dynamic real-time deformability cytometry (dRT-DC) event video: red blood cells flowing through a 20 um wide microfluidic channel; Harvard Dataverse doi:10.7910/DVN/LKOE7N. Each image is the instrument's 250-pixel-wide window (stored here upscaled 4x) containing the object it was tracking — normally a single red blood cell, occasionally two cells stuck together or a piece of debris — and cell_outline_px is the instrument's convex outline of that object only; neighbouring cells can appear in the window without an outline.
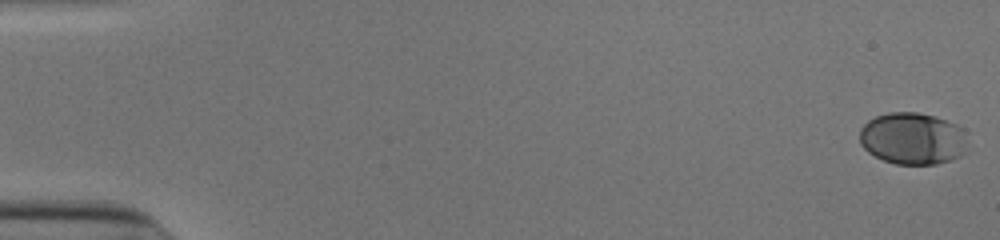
{"species": "human", "species_latin": "Homo sapiens", "temperature_condition": "cold", "stored_images_in_passage": 53, "camera_frame_rate_fps": 3000, "um_per_image_px": 0.085, "donor": {"sex": "male"}, "frame": {"image": 1, "passage_image": 1, "time_ms": 0.0, "image_size_px": [1000, 240], "cell_outline_px": [[964, 152], [960, 156], [936, 164], [896, 164], [884, 160], [868, 152], [860, 144], [860, 128], [868, 120], [876, 116], [888, 112], [916, 112], [936, 116], [956, 124], [964, 128]], "centroid_in_image_um": [77.54, 11.76], "position_along_channel_um": 7.5, "area_um2": 32.6}}
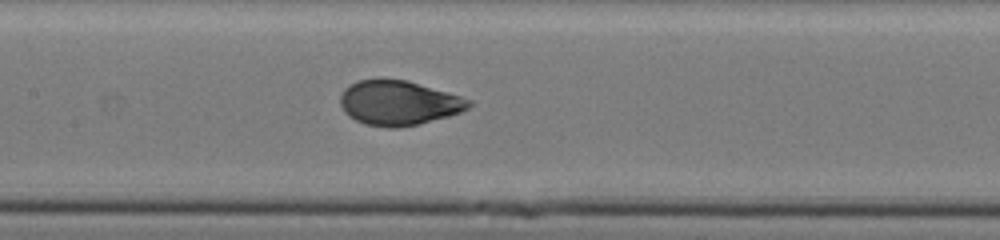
{"frame": {"image": 2, "passage_image": 27, "time_ms": 8.667, "image_size_px": [1000, 240], "cell_outline_px": [[472, 104], [468, 108], [460, 112], [448, 116], [416, 124], [396, 128], [388, 128], [364, 124], [348, 116], [344, 112], [340, 104], [340, 96], [344, 88], [356, 80], [380, 76], [408, 80], [460, 96], [472, 100]], "centroid_in_image_um": [33.83, 8.7], "position_along_channel_um": 173.6, "area_um2": 33.99}}
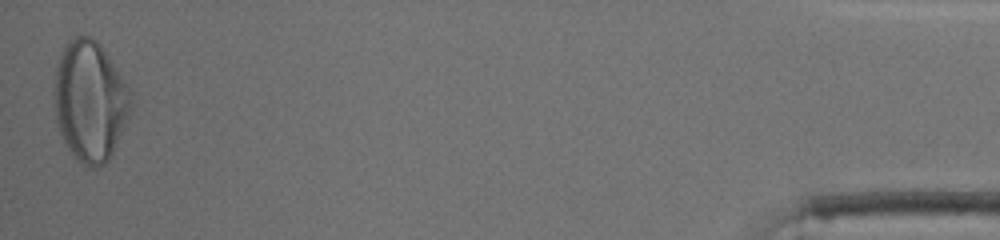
{"frame": {"image": 3, "passage_image": 53, "time_ms": 17.333, "image_size_px": [1000, 240], "cell_outline_px": [[132, 108], [112, 152], [108, 160], [104, 164], [96, 168], [88, 168], [68, 148], [60, 132], [56, 120], [56, 64], [64, 44], [72, 36], [92, 36], [100, 44], [128, 84], [132, 92]], "centroid_in_image_um": [7.68, 8.54], "position_along_channel_um": 427.5, "area_um2": 53.41}, "authors_computed_cell_mechanics": {"area_um2": 33.3506, "velocity_mm_per_s": 3.9172, "shape_relaxation_time_tau1_ms": 3.337, "shape_relaxation_time_tau2_ms": null, "deformation_change_tau1": 0.1742, "deformation_change_tau2": null}}